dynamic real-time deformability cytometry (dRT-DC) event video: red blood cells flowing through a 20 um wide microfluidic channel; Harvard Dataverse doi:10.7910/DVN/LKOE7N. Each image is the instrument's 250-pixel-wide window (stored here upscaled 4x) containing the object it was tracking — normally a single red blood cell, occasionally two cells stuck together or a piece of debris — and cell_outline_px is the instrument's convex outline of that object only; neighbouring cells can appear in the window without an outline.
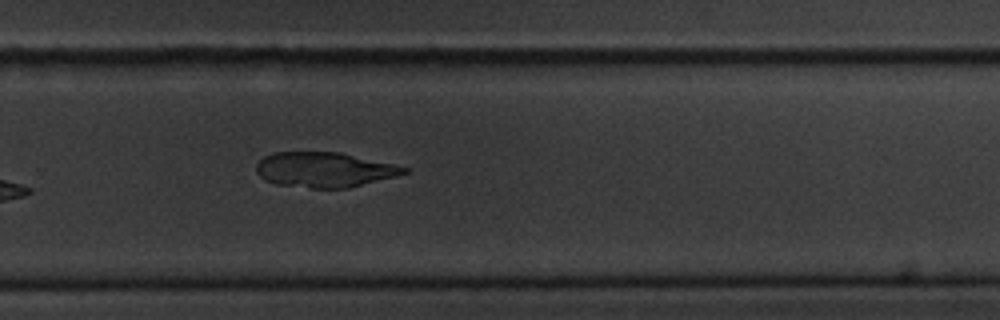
{"species": "common noctule bat (a hibernating species)", "species_latin": "Nyctalus noctula", "temperature_condition": "cold", "stored_images_in_passage": 11, "camera_frame_rate_fps": 3000, "um_per_image_px": 0.085, "animal": {"sex": "male", "body_mass_g": 20.1, "forearm_length_mm": 53.5}, "frame": {"image": 1, "passage_image": 11, "time_ms": 3.333, "image_size_px": [1000, 320], "cell_outline_px": [[408, 172], [396, 176], [348, 188], [312, 188], [276, 184], [264, 180], [256, 172], [256, 164], [264, 156], [272, 152], [340, 152], [392, 164], [408, 168]], "centroid_in_image_um": [27.53, 14.42], "position_along_channel_um": 302.3, "area_um2": 30.06}}